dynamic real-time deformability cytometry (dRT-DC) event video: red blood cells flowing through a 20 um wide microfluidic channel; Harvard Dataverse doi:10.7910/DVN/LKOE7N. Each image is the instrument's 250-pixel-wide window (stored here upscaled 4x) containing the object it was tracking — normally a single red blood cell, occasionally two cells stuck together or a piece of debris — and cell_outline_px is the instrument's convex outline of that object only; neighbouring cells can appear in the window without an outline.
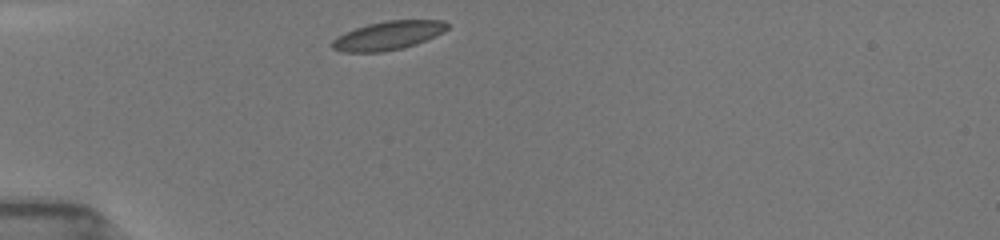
{"species": "common noctule bat (a hibernating species)", "species_latin": "Nyctalus noctula", "temperature_condition": "room temperature", "stored_images_in_passage": 33, "camera_frame_rate_fps": 3000, "um_per_image_px": 0.085, "animal": {"sex": "female", "body_mass_g": 19.5, "forearm_length_mm": 54.1}, "frame": {"image": 1, "passage_image": 1, "time_ms": 0.0, "image_size_px": [1000, 240], "cell_outline_px": [[448, 28], [444, 32], [436, 36], [416, 44], [404, 48], [384, 52], [344, 52], [332, 48], [332, 40], [336, 36], [344, 32], [368, 24], [388, 20], [444, 20], [448, 24]], "centroid_in_image_um": [33.0, 3.02], "position_along_channel_um": 52.0, "area_um2": 19.36}}
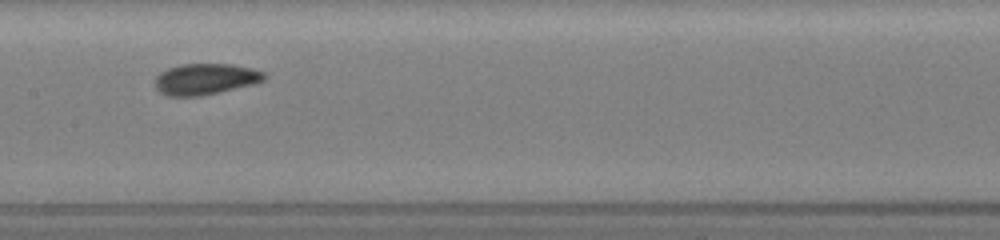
{"frame": {"image": 2, "passage_image": 13, "time_ms": 4.0, "image_size_px": [1000, 240], "cell_outline_px": [[264, 80], [252, 84], [200, 96], [168, 96], [160, 92], [156, 88], [156, 76], [160, 72], [168, 68], [180, 64], [232, 64], [252, 68], [264, 72]], "centroid_in_image_um": [17.43, 6.71], "position_along_channel_um": 190.0, "area_um2": 19.59}}
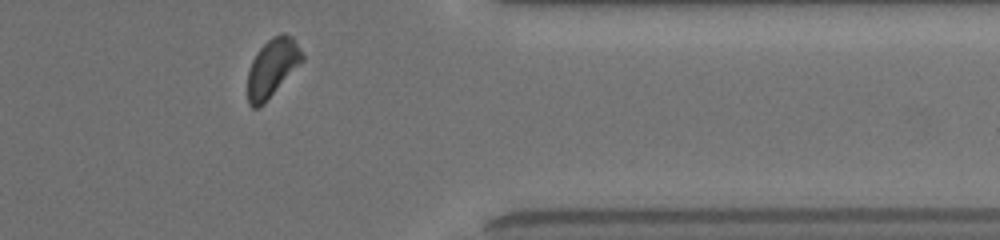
{"frame": {"image": 3, "passage_image": 29, "time_ms": 9.333, "image_size_px": [1000, 240], "cell_outline_px": [[304, 60], [264, 104], [260, 108], [252, 108], [248, 104], [248, 72], [252, 60], [256, 52], [272, 36], [280, 32], [284, 32], [292, 36], [300, 48], [304, 56]], "centroid_in_image_um": [23.15, 5.75], "position_along_channel_um": 388.3, "area_um2": 18.67}, "authors_computed_cell_mechanics": {"area_um2": 19.3052, "velocity_mm_per_s": 3.9183, "shape_relaxation_time_tau1_ms": 2.9677, "shape_relaxation_time_tau2_ms": null, "deformation_change_tau1": 0.0819, "deformation_change_tau2": null}}